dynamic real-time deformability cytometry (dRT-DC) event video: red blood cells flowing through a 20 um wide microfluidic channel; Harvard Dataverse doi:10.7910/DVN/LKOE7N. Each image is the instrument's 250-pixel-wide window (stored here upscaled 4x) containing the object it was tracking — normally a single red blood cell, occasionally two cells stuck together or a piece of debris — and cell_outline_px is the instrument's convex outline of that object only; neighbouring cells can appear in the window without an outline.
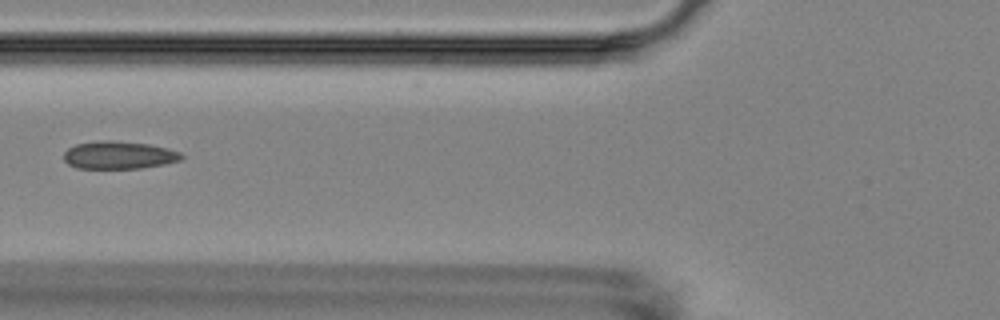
{"species": "Egyptian fruit bat (a non-hibernating species)", "species_latin": "Rousettus aegyptiacus", "temperature_condition": "room temperature", "stored_images_in_passage": 5, "camera_frame_rate_fps": 3000, "um_per_image_px": 0.085, "animal": {"sex": "female"}, "frame": {"image": 1, "passage_image": 4, "time_ms": 4.333, "image_size_px": [1000, 320], "cell_outline_px": [[184, 156], [180, 160], [164, 164], [140, 168], [76, 168], [68, 164], [64, 160], [64, 152], [68, 148], [76, 144], [100, 140], [112, 140], [148, 144], [168, 148], [180, 152]], "centroid_in_image_um": [10.09, 13.18], "position_along_channel_um": 115.7, "area_um2": 19.02}}
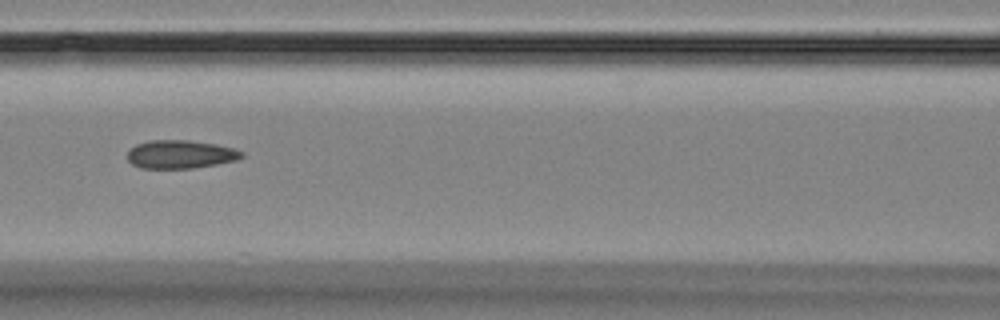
{"frame": {"image": 2, "passage_image": 5, "time_ms": 5.333, "image_size_px": [1000, 320], "cell_outline_px": [[244, 156], [236, 160], [216, 164], [192, 168], [140, 168], [132, 164], [128, 160], [128, 152], [136, 144], [148, 140], [188, 140], [216, 144], [232, 148], [244, 152]], "centroid_in_image_um": [15.33, 13.11], "position_along_channel_um": 151.3, "area_um2": 18.79}}